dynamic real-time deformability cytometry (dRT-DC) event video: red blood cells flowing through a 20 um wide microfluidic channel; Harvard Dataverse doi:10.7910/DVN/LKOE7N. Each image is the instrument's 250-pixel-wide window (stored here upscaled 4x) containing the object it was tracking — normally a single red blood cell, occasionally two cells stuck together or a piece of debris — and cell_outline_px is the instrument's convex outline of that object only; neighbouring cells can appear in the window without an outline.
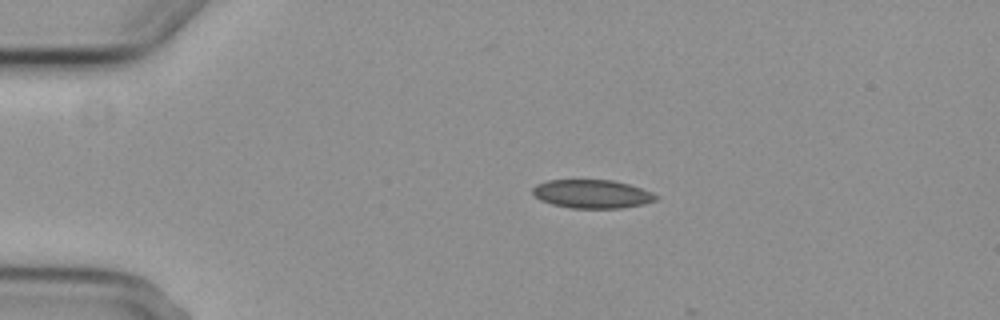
{"species": "common noctule bat (a hibernating species)", "species_latin": "Nyctalus noctula", "temperature_condition": "cold", "stored_images_in_passage": 3, "camera_frame_rate_fps": 3000, "um_per_image_px": 0.085, "animal": {"sex": "female", "body_mass_g": 29.2, "forearm_length_mm": 56.3}, "frame": {"image": 1, "passage_image": 1, "time_ms": 0.0, "image_size_px": [1000, 320], "cell_outline_px": [[660, 196], [656, 200], [644, 204], [624, 208], [572, 208], [552, 204], [540, 200], [532, 192], [532, 188], [536, 184], [548, 180], [612, 180], [628, 184], [652, 192]], "centroid_in_image_um": [50.34, 16.49], "position_along_channel_um": 34.7, "area_um2": 20.52}}
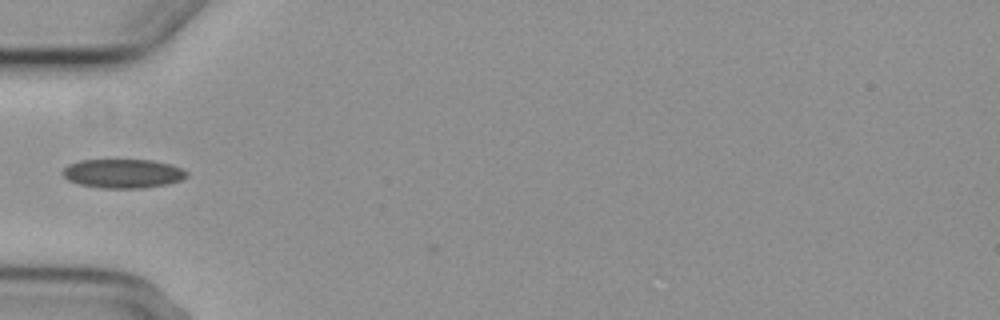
{"frame": {"image": 2, "passage_image": 3, "time_ms": 2.333, "image_size_px": [1000, 320], "cell_outline_px": [[188, 176], [180, 180], [168, 184], [144, 188], [100, 188], [80, 184], [68, 180], [60, 172], [68, 164], [80, 160], [152, 160], [168, 164], [180, 168], [188, 172]], "centroid_in_image_um": [10.43, 14.75], "position_along_channel_um": 74.6, "area_um2": 20.98}}